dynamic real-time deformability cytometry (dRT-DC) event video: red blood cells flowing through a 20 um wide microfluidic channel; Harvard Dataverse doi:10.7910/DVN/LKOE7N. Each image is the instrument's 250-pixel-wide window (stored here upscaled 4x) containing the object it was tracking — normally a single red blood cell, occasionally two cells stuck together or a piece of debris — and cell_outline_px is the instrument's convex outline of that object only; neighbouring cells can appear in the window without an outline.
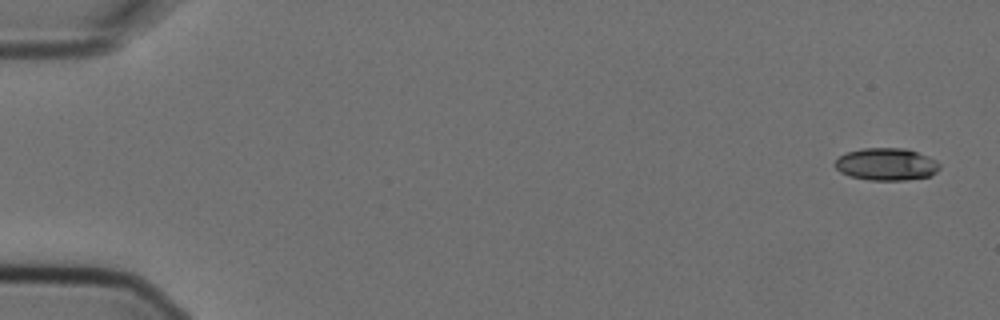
{"species": "Egyptian fruit bat (a non-hibernating species)", "species_latin": "Rousettus aegyptiacus", "temperature_condition": "cold", "stored_images_in_passage": 5, "camera_frame_rate_fps": 3000, "um_per_image_px": 0.085, "animal": {"sex": "female"}, "frame": {"image": 1, "passage_image": 1, "time_ms": 0.0, "image_size_px": [1000, 320], "cell_outline_px": [[940, 168], [936, 172], [928, 176], [904, 180], [868, 180], [848, 176], [840, 172], [836, 168], [836, 160], [844, 152], [860, 148], [904, 148], [928, 156], [936, 160], [940, 164]], "centroid_in_image_um": [75.32, 13.95], "position_along_channel_um": 9.7, "area_um2": 19.77}}
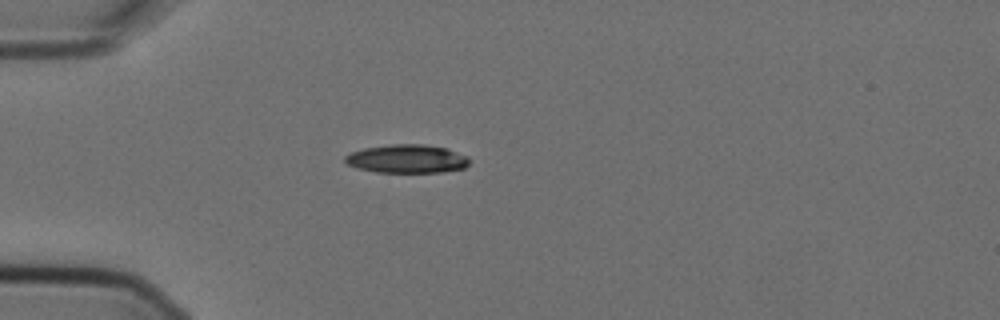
{"frame": {"image": 2, "passage_image": 4, "time_ms": 1.0, "image_size_px": [1000, 320], "cell_outline_px": [[468, 164], [464, 168], [444, 172], [376, 172], [356, 168], [348, 164], [344, 160], [344, 156], [352, 152], [364, 148], [388, 144], [424, 144], [444, 148], [468, 156]], "centroid_in_image_um": [34.56, 13.5], "position_along_channel_um": 50.4, "area_um2": 20.58}}